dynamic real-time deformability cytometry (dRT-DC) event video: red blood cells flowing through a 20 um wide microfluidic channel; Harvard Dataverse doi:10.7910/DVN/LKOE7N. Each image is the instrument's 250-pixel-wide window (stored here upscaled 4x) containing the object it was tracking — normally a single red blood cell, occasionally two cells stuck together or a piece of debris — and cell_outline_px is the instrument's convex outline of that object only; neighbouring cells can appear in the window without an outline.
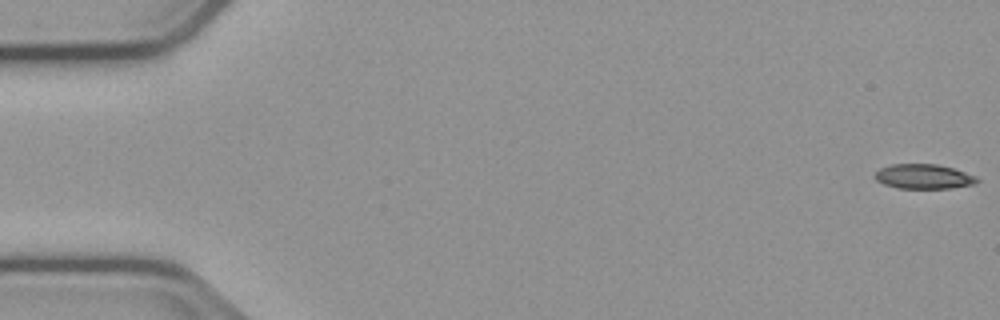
{"species": "common noctule bat (a hibernating species)", "species_latin": "Nyctalus noctula", "temperature_condition": "cold", "stored_images_in_passage": 6, "camera_frame_rate_fps": 3000, "um_per_image_px": 0.085, "animal": {"sex": "male", "body_mass_g": 23.1, "forearm_length_mm": 52.7}, "frame": {"image": 1, "passage_image": 1, "time_ms": 0.0, "image_size_px": [1000, 320], "cell_outline_px": [[980, 180], [976, 184], [952, 188], [896, 188], [884, 184], [876, 180], [872, 176], [880, 168], [892, 164], [936, 164], [952, 168], [976, 176]], "centroid_in_image_um": [78.5, 15.01], "position_along_channel_um": 6.5, "area_um2": 14.74}}